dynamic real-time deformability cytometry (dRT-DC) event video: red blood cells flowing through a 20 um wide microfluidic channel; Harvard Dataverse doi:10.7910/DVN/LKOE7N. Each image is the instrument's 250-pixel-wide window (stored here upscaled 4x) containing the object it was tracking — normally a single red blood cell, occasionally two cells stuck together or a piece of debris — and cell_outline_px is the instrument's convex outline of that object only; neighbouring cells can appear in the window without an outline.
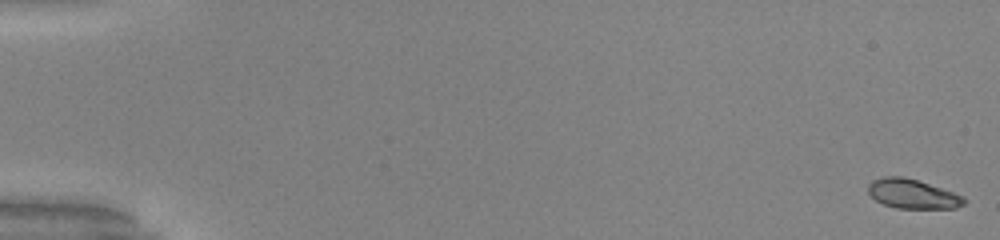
{"species": "common noctule bat (a hibernating species)", "species_latin": "Nyctalus noctula", "temperature_condition": "warm", "stored_images_in_passage": 53, "camera_frame_rate_fps": 3000, "um_per_image_px": 0.085, "animal": {"sex": "male", "body_mass_g": 20.0, "forearm_length_mm": 53.3}, "frame": {"image": 1, "passage_image": 1, "time_ms": 0.0, "image_size_px": [1000, 240], "cell_outline_px": [[968, 200], [964, 204], [956, 208], [896, 208], [884, 204], [876, 200], [868, 192], [868, 184], [872, 180], [884, 176], [904, 176], [964, 196]], "centroid_in_image_um": [77.56, 16.48], "position_along_channel_um": 7.4, "area_um2": 16.3}}
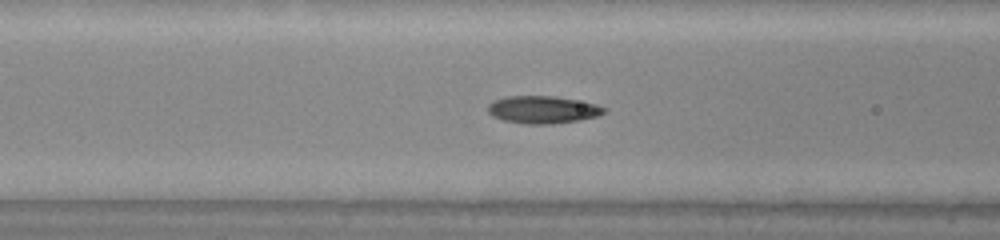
{"frame": {"image": 2, "passage_image": 23, "time_ms": 7.333, "image_size_px": [1000, 240], "cell_outline_px": [[604, 112], [596, 116], [580, 120], [552, 124], [524, 124], [504, 120], [492, 116], [488, 112], [488, 104], [496, 100], [508, 96], [552, 96], [596, 104], [604, 108]], "centroid_in_image_um": [46.09, 9.33], "position_along_channel_um": 120.5, "area_um2": 18.32}}
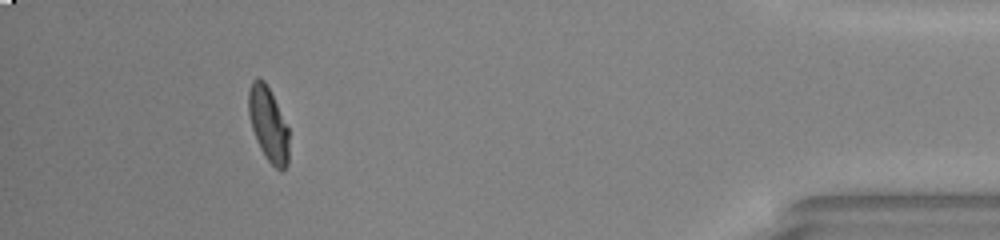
{"frame": {"image": 3, "passage_image": 49, "time_ms": 16.0, "image_size_px": [1000, 240], "cell_outline_px": [[288, 164], [280, 172], [264, 156], [256, 140], [252, 128], [248, 112], [248, 92], [252, 80], [264, 80], [288, 128]], "centroid_in_image_um": [22.79, 10.6], "position_along_channel_um": 412.4, "area_um2": 17.11}, "authors_computed_cell_mechanics": {"area_um2": 17.34, "velocity_mm_per_s": 3.9941, "shape_relaxation_time_tau1_ms": 4.0603, "shape_relaxation_time_tau2_ms": 1.0397, "deformation_change_tau1": 0.1996, "deformation_change_tau2": 0.0613}}